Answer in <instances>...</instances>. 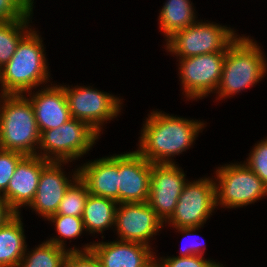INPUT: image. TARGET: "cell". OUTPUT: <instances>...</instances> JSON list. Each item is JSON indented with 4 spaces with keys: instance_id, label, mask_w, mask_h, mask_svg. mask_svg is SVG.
<instances>
[{
    "instance_id": "cell-6",
    "label": "cell",
    "mask_w": 267,
    "mask_h": 267,
    "mask_svg": "<svg viewBox=\"0 0 267 267\" xmlns=\"http://www.w3.org/2000/svg\"><path fill=\"white\" fill-rule=\"evenodd\" d=\"M173 33L166 41L165 49L176 57L188 58L201 54L226 52L229 45L239 36L233 28L199 22Z\"/></svg>"
},
{
    "instance_id": "cell-4",
    "label": "cell",
    "mask_w": 267,
    "mask_h": 267,
    "mask_svg": "<svg viewBox=\"0 0 267 267\" xmlns=\"http://www.w3.org/2000/svg\"><path fill=\"white\" fill-rule=\"evenodd\" d=\"M27 97L24 94L0 95V149L37 155L40 131L33 105Z\"/></svg>"
},
{
    "instance_id": "cell-12",
    "label": "cell",
    "mask_w": 267,
    "mask_h": 267,
    "mask_svg": "<svg viewBox=\"0 0 267 267\" xmlns=\"http://www.w3.org/2000/svg\"><path fill=\"white\" fill-rule=\"evenodd\" d=\"M186 174L177 164H152L148 203L156 215L166 222L175 211L187 182Z\"/></svg>"
},
{
    "instance_id": "cell-23",
    "label": "cell",
    "mask_w": 267,
    "mask_h": 267,
    "mask_svg": "<svg viewBox=\"0 0 267 267\" xmlns=\"http://www.w3.org/2000/svg\"><path fill=\"white\" fill-rule=\"evenodd\" d=\"M28 252V253H26ZM18 267H64L69 251L47 241L32 251L26 250Z\"/></svg>"
},
{
    "instance_id": "cell-33",
    "label": "cell",
    "mask_w": 267,
    "mask_h": 267,
    "mask_svg": "<svg viewBox=\"0 0 267 267\" xmlns=\"http://www.w3.org/2000/svg\"><path fill=\"white\" fill-rule=\"evenodd\" d=\"M28 13H33L34 0H16Z\"/></svg>"
},
{
    "instance_id": "cell-18",
    "label": "cell",
    "mask_w": 267,
    "mask_h": 267,
    "mask_svg": "<svg viewBox=\"0 0 267 267\" xmlns=\"http://www.w3.org/2000/svg\"><path fill=\"white\" fill-rule=\"evenodd\" d=\"M78 171L90 194L113 199L119 204L118 154L88 161L79 166Z\"/></svg>"
},
{
    "instance_id": "cell-5",
    "label": "cell",
    "mask_w": 267,
    "mask_h": 267,
    "mask_svg": "<svg viewBox=\"0 0 267 267\" xmlns=\"http://www.w3.org/2000/svg\"><path fill=\"white\" fill-rule=\"evenodd\" d=\"M100 136L87 123L71 118L40 133L37 155L47 161L72 162L87 154Z\"/></svg>"
},
{
    "instance_id": "cell-17",
    "label": "cell",
    "mask_w": 267,
    "mask_h": 267,
    "mask_svg": "<svg viewBox=\"0 0 267 267\" xmlns=\"http://www.w3.org/2000/svg\"><path fill=\"white\" fill-rule=\"evenodd\" d=\"M51 86V87H50ZM46 87V88H45ZM31 101L40 133L60 127L70 120L68 100L61 85H47L37 92H27Z\"/></svg>"
},
{
    "instance_id": "cell-8",
    "label": "cell",
    "mask_w": 267,
    "mask_h": 267,
    "mask_svg": "<svg viewBox=\"0 0 267 267\" xmlns=\"http://www.w3.org/2000/svg\"><path fill=\"white\" fill-rule=\"evenodd\" d=\"M64 88L72 118L87 123L99 135L104 122L116 118L121 112L122 100L107 92H101L91 86Z\"/></svg>"
},
{
    "instance_id": "cell-21",
    "label": "cell",
    "mask_w": 267,
    "mask_h": 267,
    "mask_svg": "<svg viewBox=\"0 0 267 267\" xmlns=\"http://www.w3.org/2000/svg\"><path fill=\"white\" fill-rule=\"evenodd\" d=\"M191 0H167L159 13V28L165 39L196 22Z\"/></svg>"
},
{
    "instance_id": "cell-27",
    "label": "cell",
    "mask_w": 267,
    "mask_h": 267,
    "mask_svg": "<svg viewBox=\"0 0 267 267\" xmlns=\"http://www.w3.org/2000/svg\"><path fill=\"white\" fill-rule=\"evenodd\" d=\"M25 155L17 152L0 149V195L7 189L10 179L14 175L15 168Z\"/></svg>"
},
{
    "instance_id": "cell-19",
    "label": "cell",
    "mask_w": 267,
    "mask_h": 267,
    "mask_svg": "<svg viewBox=\"0 0 267 267\" xmlns=\"http://www.w3.org/2000/svg\"><path fill=\"white\" fill-rule=\"evenodd\" d=\"M20 215L0 227V267H18L28 250Z\"/></svg>"
},
{
    "instance_id": "cell-11",
    "label": "cell",
    "mask_w": 267,
    "mask_h": 267,
    "mask_svg": "<svg viewBox=\"0 0 267 267\" xmlns=\"http://www.w3.org/2000/svg\"><path fill=\"white\" fill-rule=\"evenodd\" d=\"M115 231L121 241L150 246V240L164 227L148 202L120 203L116 209Z\"/></svg>"
},
{
    "instance_id": "cell-16",
    "label": "cell",
    "mask_w": 267,
    "mask_h": 267,
    "mask_svg": "<svg viewBox=\"0 0 267 267\" xmlns=\"http://www.w3.org/2000/svg\"><path fill=\"white\" fill-rule=\"evenodd\" d=\"M48 162L38 155H25L17 164L6 192L2 195L17 214L21 213L19 208L29 206L33 201L40 174Z\"/></svg>"
},
{
    "instance_id": "cell-10",
    "label": "cell",
    "mask_w": 267,
    "mask_h": 267,
    "mask_svg": "<svg viewBox=\"0 0 267 267\" xmlns=\"http://www.w3.org/2000/svg\"><path fill=\"white\" fill-rule=\"evenodd\" d=\"M226 52L179 58V78L187 100L215 93L221 80ZM203 97V98H202Z\"/></svg>"
},
{
    "instance_id": "cell-7",
    "label": "cell",
    "mask_w": 267,
    "mask_h": 267,
    "mask_svg": "<svg viewBox=\"0 0 267 267\" xmlns=\"http://www.w3.org/2000/svg\"><path fill=\"white\" fill-rule=\"evenodd\" d=\"M215 173L216 206L235 209L267 195V186L245 163L225 164Z\"/></svg>"
},
{
    "instance_id": "cell-25",
    "label": "cell",
    "mask_w": 267,
    "mask_h": 267,
    "mask_svg": "<svg viewBox=\"0 0 267 267\" xmlns=\"http://www.w3.org/2000/svg\"><path fill=\"white\" fill-rule=\"evenodd\" d=\"M88 195L86 184L78 177L66 190L56 214L82 217Z\"/></svg>"
},
{
    "instance_id": "cell-30",
    "label": "cell",
    "mask_w": 267,
    "mask_h": 267,
    "mask_svg": "<svg viewBox=\"0 0 267 267\" xmlns=\"http://www.w3.org/2000/svg\"><path fill=\"white\" fill-rule=\"evenodd\" d=\"M64 267H102L96 256L91 252H69Z\"/></svg>"
},
{
    "instance_id": "cell-31",
    "label": "cell",
    "mask_w": 267,
    "mask_h": 267,
    "mask_svg": "<svg viewBox=\"0 0 267 267\" xmlns=\"http://www.w3.org/2000/svg\"><path fill=\"white\" fill-rule=\"evenodd\" d=\"M27 14L16 0H0V22L23 19Z\"/></svg>"
},
{
    "instance_id": "cell-28",
    "label": "cell",
    "mask_w": 267,
    "mask_h": 267,
    "mask_svg": "<svg viewBox=\"0 0 267 267\" xmlns=\"http://www.w3.org/2000/svg\"><path fill=\"white\" fill-rule=\"evenodd\" d=\"M155 267H218L221 264L215 260H207L204 256L192 255L188 257H158L156 256ZM161 259V260H160Z\"/></svg>"
},
{
    "instance_id": "cell-13",
    "label": "cell",
    "mask_w": 267,
    "mask_h": 267,
    "mask_svg": "<svg viewBox=\"0 0 267 267\" xmlns=\"http://www.w3.org/2000/svg\"><path fill=\"white\" fill-rule=\"evenodd\" d=\"M152 163L136 150L118 154V188L120 203L147 202Z\"/></svg>"
},
{
    "instance_id": "cell-14",
    "label": "cell",
    "mask_w": 267,
    "mask_h": 267,
    "mask_svg": "<svg viewBox=\"0 0 267 267\" xmlns=\"http://www.w3.org/2000/svg\"><path fill=\"white\" fill-rule=\"evenodd\" d=\"M81 252L91 251L102 267H155L156 257L151 247L137 242L114 240L82 246Z\"/></svg>"
},
{
    "instance_id": "cell-9",
    "label": "cell",
    "mask_w": 267,
    "mask_h": 267,
    "mask_svg": "<svg viewBox=\"0 0 267 267\" xmlns=\"http://www.w3.org/2000/svg\"><path fill=\"white\" fill-rule=\"evenodd\" d=\"M215 182L210 177L191 182L187 180L175 211L164 224L173 228L203 227L217 208Z\"/></svg>"
},
{
    "instance_id": "cell-2",
    "label": "cell",
    "mask_w": 267,
    "mask_h": 267,
    "mask_svg": "<svg viewBox=\"0 0 267 267\" xmlns=\"http://www.w3.org/2000/svg\"><path fill=\"white\" fill-rule=\"evenodd\" d=\"M41 35L31 29L19 42L14 55L0 69V94H25L50 82ZM37 86V87H36Z\"/></svg>"
},
{
    "instance_id": "cell-32",
    "label": "cell",
    "mask_w": 267,
    "mask_h": 267,
    "mask_svg": "<svg viewBox=\"0 0 267 267\" xmlns=\"http://www.w3.org/2000/svg\"><path fill=\"white\" fill-rule=\"evenodd\" d=\"M16 214L7 201L0 195V227L4 226Z\"/></svg>"
},
{
    "instance_id": "cell-26",
    "label": "cell",
    "mask_w": 267,
    "mask_h": 267,
    "mask_svg": "<svg viewBox=\"0 0 267 267\" xmlns=\"http://www.w3.org/2000/svg\"><path fill=\"white\" fill-rule=\"evenodd\" d=\"M251 153V154H250ZM244 163L264 182L267 186V138H263L250 151Z\"/></svg>"
},
{
    "instance_id": "cell-1",
    "label": "cell",
    "mask_w": 267,
    "mask_h": 267,
    "mask_svg": "<svg viewBox=\"0 0 267 267\" xmlns=\"http://www.w3.org/2000/svg\"><path fill=\"white\" fill-rule=\"evenodd\" d=\"M204 122L152 111L146 118L136 151L152 164H172L175 155L191 147Z\"/></svg>"
},
{
    "instance_id": "cell-29",
    "label": "cell",
    "mask_w": 267,
    "mask_h": 267,
    "mask_svg": "<svg viewBox=\"0 0 267 267\" xmlns=\"http://www.w3.org/2000/svg\"><path fill=\"white\" fill-rule=\"evenodd\" d=\"M199 228L201 227H183V228H175V229L177 230L178 233L181 232L182 235L186 234L184 238L188 237L189 239L191 236L192 237L196 236L194 232L198 230ZM193 240H191L192 244L190 243V245L182 243L183 245H181L179 257H188L192 255L204 256L205 248H206L204 247V243L200 241H196V240L192 242Z\"/></svg>"
},
{
    "instance_id": "cell-22",
    "label": "cell",
    "mask_w": 267,
    "mask_h": 267,
    "mask_svg": "<svg viewBox=\"0 0 267 267\" xmlns=\"http://www.w3.org/2000/svg\"><path fill=\"white\" fill-rule=\"evenodd\" d=\"M32 14L28 13L23 19L0 22V69L9 62L20 40L32 29L29 28Z\"/></svg>"
},
{
    "instance_id": "cell-3",
    "label": "cell",
    "mask_w": 267,
    "mask_h": 267,
    "mask_svg": "<svg viewBox=\"0 0 267 267\" xmlns=\"http://www.w3.org/2000/svg\"><path fill=\"white\" fill-rule=\"evenodd\" d=\"M244 35L238 36L228 47L216 100L226 99L253 87L266 76L267 60L261 46ZM242 90V91H241Z\"/></svg>"
},
{
    "instance_id": "cell-24",
    "label": "cell",
    "mask_w": 267,
    "mask_h": 267,
    "mask_svg": "<svg viewBox=\"0 0 267 267\" xmlns=\"http://www.w3.org/2000/svg\"><path fill=\"white\" fill-rule=\"evenodd\" d=\"M48 221H51L54 223V226L56 228V231L58 233V237H50V239L46 240L49 243L55 244L56 246H59L61 248L67 249L69 252H81L78 248H66V245L64 240L76 239L77 237L81 236L83 231L85 230L84 223L82 217H75L71 215H62V214H54L50 216ZM63 238V239H62Z\"/></svg>"
},
{
    "instance_id": "cell-15",
    "label": "cell",
    "mask_w": 267,
    "mask_h": 267,
    "mask_svg": "<svg viewBox=\"0 0 267 267\" xmlns=\"http://www.w3.org/2000/svg\"><path fill=\"white\" fill-rule=\"evenodd\" d=\"M67 163L49 161L40 174L35 197L28 207L45 219L56 214L66 190L79 177L78 168L71 174L72 180L65 175L61 167Z\"/></svg>"
},
{
    "instance_id": "cell-20",
    "label": "cell",
    "mask_w": 267,
    "mask_h": 267,
    "mask_svg": "<svg viewBox=\"0 0 267 267\" xmlns=\"http://www.w3.org/2000/svg\"><path fill=\"white\" fill-rule=\"evenodd\" d=\"M118 203L110 198L95 196L89 193L82 214L86 232L102 233L115 226Z\"/></svg>"
}]
</instances>
